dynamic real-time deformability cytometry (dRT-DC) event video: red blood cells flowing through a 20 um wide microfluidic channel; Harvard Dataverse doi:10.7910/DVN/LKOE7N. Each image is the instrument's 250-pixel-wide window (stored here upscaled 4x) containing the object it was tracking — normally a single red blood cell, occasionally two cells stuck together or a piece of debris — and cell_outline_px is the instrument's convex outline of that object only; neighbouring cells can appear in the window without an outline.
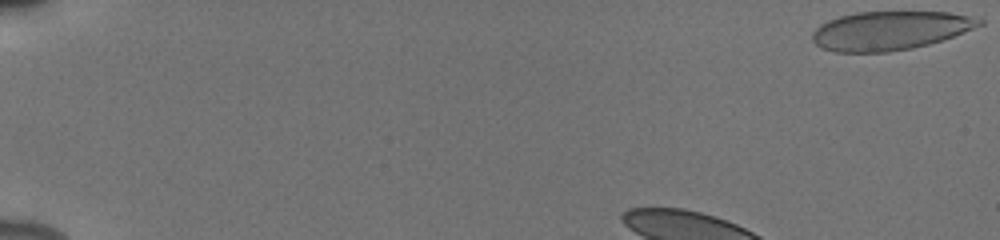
{"species": "human", "species_latin": "Homo sapiens", "temperature_condition": "cold", "stored_images_in_passage": 45, "camera_frame_rate_fps": 3000, "um_per_image_px": 0.085, "donor": {"sex": "male"}, "frame": {"image": 1, "passage_image": 1, "time_ms": 0.0, "image_size_px": [1000, 240], "cell_outline_px": [[984, 24], [952, 36], [928, 44], [912, 48], [888, 52], [836, 52], [820, 48], [812, 40], [812, 32], [820, 24], [828, 20], [840, 16], [856, 12], [948, 12], [968, 16], [984, 20]], "centroid_in_image_um": [75.6, 2.6], "position_along_channel_um": 9.4, "area_um2": 37.57}}
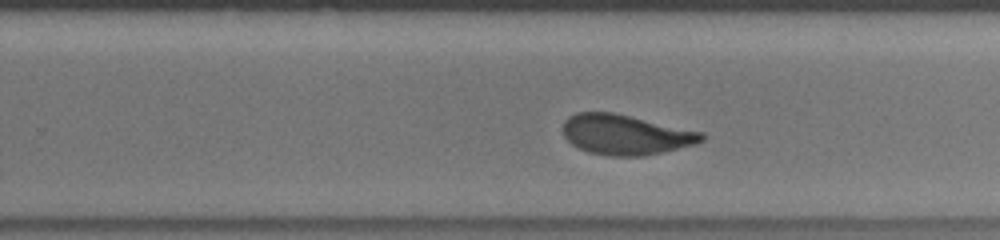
{"frame": {"image": 2, "passage_image": 29, "time_ms": 9.333, "image_size_px": [1000, 240], "cell_outline_px": [[704, 140], [696, 144], [644, 156], [608, 156], [588, 152], [572, 144], [564, 136], [564, 120], [568, 116], [576, 112], [612, 112], [704, 132]], "centroid_in_image_um": [53.17, 11.44], "position_along_channel_um": 276.6, "area_um2": 32.37}}
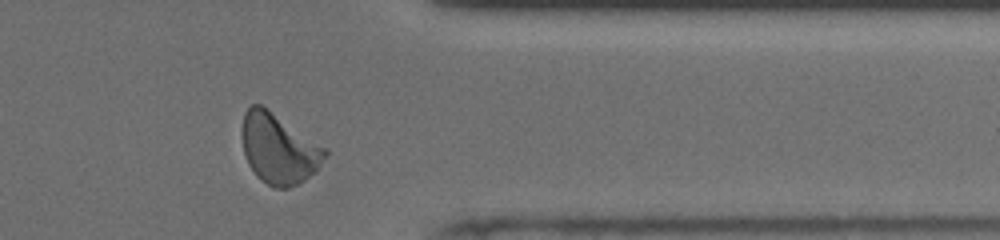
{"frame": {"image": 3, "passage_image": 38, "time_ms": 12.333, "image_size_px": [1000, 240], "cell_outline_px": [[328, 156], [316, 172], [300, 184], [288, 188], [276, 188], [260, 180], [256, 176], [248, 164], [244, 152], [244, 112], [252, 104], [260, 104], [328, 148]], "centroid_in_image_um": [23.77, 12.68], "position_along_channel_um": 387.6, "area_um2": 33.87}, "authors_computed_cell_mechanics": {"area_um2": 33.0616, "velocity_mm_per_s": 3.8757, "shape_relaxation_time_tau1_ms": 4.0886, "shape_relaxation_time_tau2_ms": 1.1085, "deformation_change_tau1": 0.1611, "deformation_change_tau2": 0.0697}}